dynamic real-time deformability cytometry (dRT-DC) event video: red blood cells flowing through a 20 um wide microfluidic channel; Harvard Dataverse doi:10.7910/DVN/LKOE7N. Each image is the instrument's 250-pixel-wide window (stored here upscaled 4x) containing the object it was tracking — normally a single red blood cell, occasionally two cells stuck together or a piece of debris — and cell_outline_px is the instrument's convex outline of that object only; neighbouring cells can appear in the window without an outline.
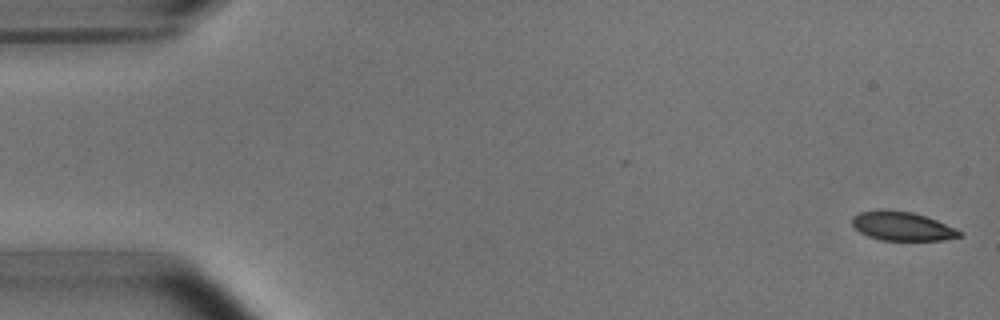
{"species": "common noctule bat (a hibernating species)", "species_latin": "Nyctalus noctula", "temperature_condition": "room temperature", "stored_images_in_passage": 52, "camera_frame_rate_fps": 3000, "um_per_image_px": 0.085, "animal": {"sex": "male", "body_mass_g": 15.6}, "frame": {"image": 1, "passage_image": 1, "time_ms": 0.0, "image_size_px": [1000, 320], "cell_outline_px": [[964, 232], [960, 236], [944, 240], [880, 240], [868, 236], [860, 232], [852, 224], [852, 216], [860, 212], [912, 212], [936, 220]], "centroid_in_image_um": [76.72, 19.27], "position_along_channel_um": 8.3, "area_um2": 17.4}}
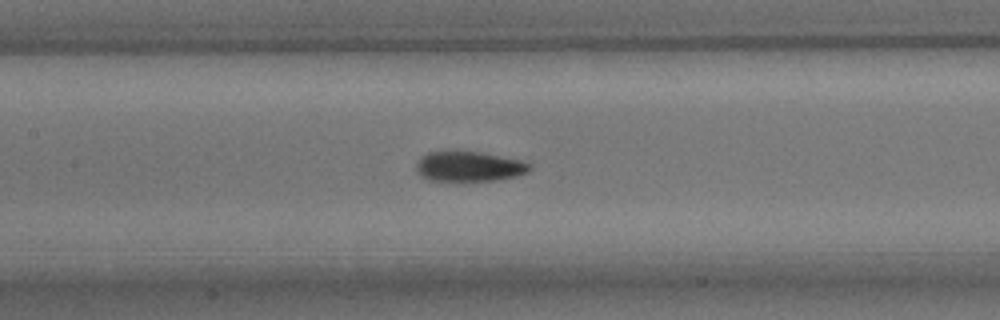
{"frame": {"image": 2, "passage_image": 24, "time_ms": 7.667, "image_size_px": [1000, 320], "cell_outline_px": [[532, 168], [528, 172], [516, 176], [496, 180], [460, 184], [428, 180], [420, 176], [416, 172], [416, 164], [420, 156], [428, 152], [480, 152], [520, 160], [532, 164]], "centroid_in_image_um": [39.83, 14.21], "position_along_channel_um": 167.6, "area_um2": 20.69}}
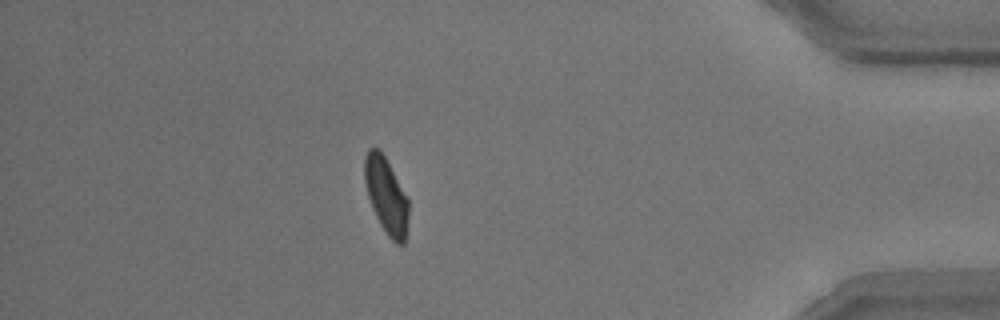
{"frame": {"image": 3, "passage_image": 46, "time_ms": 15.0, "image_size_px": [1000, 320], "cell_outline_px": [[408, 220], [404, 244], [396, 244], [388, 236], [380, 224], [372, 208], [368, 196], [364, 180], [364, 156], [368, 148], [376, 148], [384, 156], [408, 200]], "centroid_in_image_um": [32.81, 16.65], "position_along_channel_um": 402.4, "area_um2": 19.13}, "authors_computed_cell_mechanics": {"area_um2": 19.7098, "velocity_mm_per_s": 3.7981, "shape_relaxation_time_tau1_ms": 3.0651, "shape_relaxation_time_tau2_ms": 1.7146, "deformation_change_tau1": 0.1228, "deformation_change_tau2": 0.054}}